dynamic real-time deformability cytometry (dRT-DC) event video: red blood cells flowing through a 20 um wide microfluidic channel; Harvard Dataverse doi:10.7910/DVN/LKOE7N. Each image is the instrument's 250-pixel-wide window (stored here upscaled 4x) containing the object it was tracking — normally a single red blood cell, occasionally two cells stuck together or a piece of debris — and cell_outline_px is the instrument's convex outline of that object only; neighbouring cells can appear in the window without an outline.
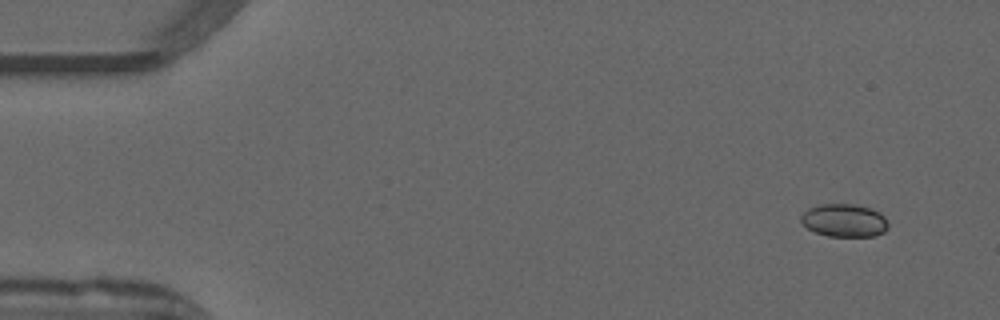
{"species": "common noctule bat (a hibernating species)", "species_latin": "Nyctalus noctula", "temperature_condition": "warm", "stored_images_in_passage": 49, "camera_frame_rate_fps": 3000, "um_per_image_px": 0.085, "animal": {"sex": "male", "forearm_length_mm": 52.5}, "frame": {"image": 1, "passage_image": 1, "time_ms": 0.0, "image_size_px": [1000, 320], "cell_outline_px": [[888, 228], [884, 232], [876, 236], [828, 236], [816, 232], [808, 228], [800, 220], [800, 216], [808, 208], [820, 204], [856, 204], [872, 208], [880, 212], [884, 216], [888, 224]], "centroid_in_image_um": [71.79, 18.72], "position_along_channel_um": 13.2, "area_um2": 16.88}}
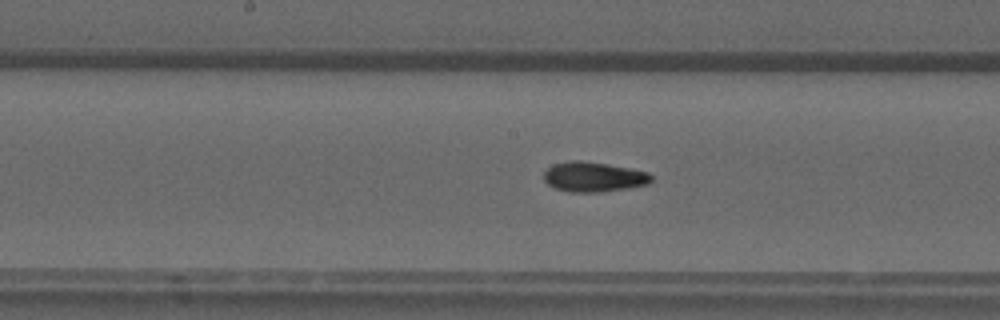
{"frame": {"image": 2, "passage_image": 24, "time_ms": 7.667, "image_size_px": [1000, 320], "cell_outline_px": [[652, 180], [648, 184], [628, 188], [600, 192], [568, 192], [552, 188], [544, 180], [544, 172], [552, 164], [568, 160], [580, 160], [608, 164], [648, 172], [652, 176]], "centroid_in_image_um": [50.42, 15.03], "position_along_channel_um": 197.8, "area_um2": 18.9}}
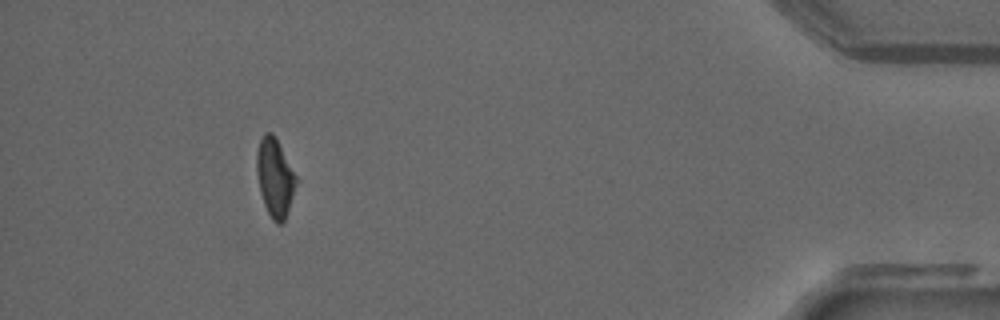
{"frame": {"image": 3, "passage_image": 45, "time_ms": 14.667, "image_size_px": [1000, 320], "cell_outline_px": [[300, 180], [284, 220], [280, 224], [276, 224], [272, 220], [264, 204], [260, 192], [256, 172], [256, 152], [260, 140], [264, 132], [272, 132], [276, 136]], "centroid_in_image_um": [23.4, 15.06], "position_along_channel_um": 411.8, "area_um2": 18.61}, "authors_computed_cell_mechanics": {"area_um2": 18.207, "velocity_mm_per_s": 3.956, "shape_relaxation_time_tau1_ms": 7.2837, "shape_relaxation_time_tau2_ms": 2.5663, "deformation_change_tau1": 0.1894, "deformation_change_tau2": 0.0858}}